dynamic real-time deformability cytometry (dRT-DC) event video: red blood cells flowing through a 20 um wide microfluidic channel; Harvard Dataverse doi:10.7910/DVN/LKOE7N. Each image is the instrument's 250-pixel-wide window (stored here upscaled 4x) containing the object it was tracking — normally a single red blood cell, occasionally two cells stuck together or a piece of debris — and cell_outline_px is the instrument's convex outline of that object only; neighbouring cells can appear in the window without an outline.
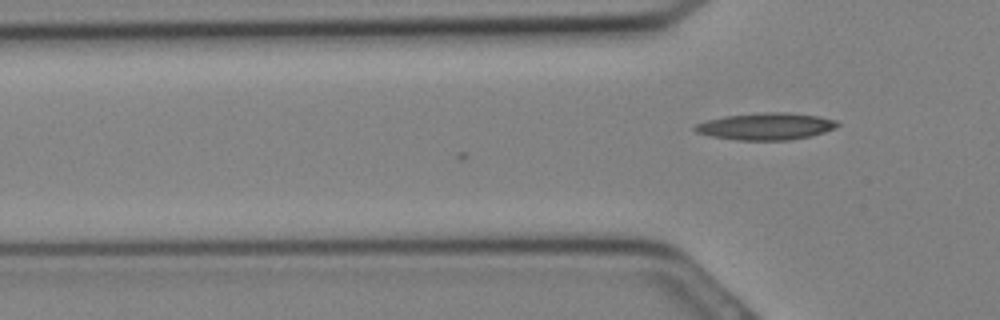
{"species": "Egyptian fruit bat (a non-hibernating species)", "species_latin": "Rousettus aegyptiacus", "temperature_condition": "cold", "stored_images_in_passage": 2, "camera_frame_rate_fps": 3000, "um_per_image_px": 0.085, "animal": {"sex": "female"}, "frame": {"image": 1, "passage_image": 2, "time_ms": 0.333, "image_size_px": [1000, 320], "cell_outline_px": [[840, 124], [836, 128], [824, 132], [792, 140], [736, 140], [708, 136], [696, 132], [692, 128], [696, 124], [708, 120], [724, 116], [768, 112], [788, 112], [816, 116], [836, 120]], "centroid_in_image_um": [65.08, 10.74], "position_along_channel_um": 60.7, "area_um2": 22.37}}